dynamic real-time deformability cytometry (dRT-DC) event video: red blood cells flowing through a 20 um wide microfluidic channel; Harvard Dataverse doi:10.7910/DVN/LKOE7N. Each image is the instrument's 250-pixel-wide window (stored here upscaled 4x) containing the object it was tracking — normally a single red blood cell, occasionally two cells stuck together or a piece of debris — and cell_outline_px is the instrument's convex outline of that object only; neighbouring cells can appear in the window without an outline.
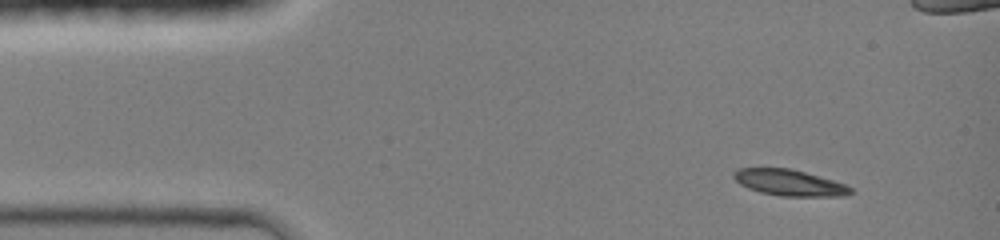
{"species": "common noctule bat (a hibernating species)", "species_latin": "Nyctalus noctula", "temperature_condition": "room temperature", "stored_images_in_passage": 9, "camera_frame_rate_fps": 3000, "um_per_image_px": 0.085, "animal": {"sex": "female", "body_mass_g": 19.0, "forearm_length_mm": 51.5}, "frame": {"image": 1, "passage_image": 1, "time_ms": 0.0, "image_size_px": [1000, 240], "cell_outline_px": [[852, 192], [844, 196], [780, 196], [760, 192], [748, 188], [740, 184], [732, 176], [732, 172], [736, 168], [792, 168], [832, 180], [844, 184], [852, 188]], "centroid_in_image_um": [67.05, 15.52], "position_along_channel_um": 18.0, "area_um2": 17.8}}